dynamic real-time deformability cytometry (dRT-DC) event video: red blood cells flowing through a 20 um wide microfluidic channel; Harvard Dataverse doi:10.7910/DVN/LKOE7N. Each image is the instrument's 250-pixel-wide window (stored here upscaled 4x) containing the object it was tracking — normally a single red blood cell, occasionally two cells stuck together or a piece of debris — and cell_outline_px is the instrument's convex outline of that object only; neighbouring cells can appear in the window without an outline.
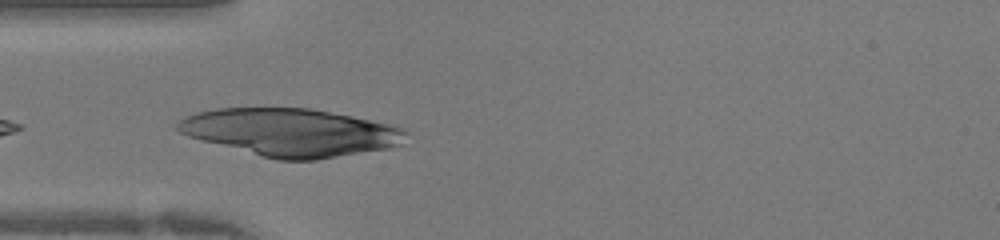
{"species": "human", "species_latin": "Homo sapiens", "temperature_condition": "warm", "stored_images_in_passage": 39, "camera_frame_rate_fps": 3000, "um_per_image_px": 0.085, "donor": {"sex": "female"}, "frame": {"image": 1, "passage_image": 10, "time_ms": 3.0, "image_size_px": [1000, 240], "cell_outline_px": [[408, 132], [404, 144], [388, 148], [316, 160], [276, 160], [188, 136], [180, 132], [176, 128], [176, 124], [184, 116], [196, 112], [216, 108], [308, 108], [396, 124], [404, 128]], "centroid_in_image_um": [24.76, 11.24], "position_along_channel_um": 60.2, "area_um2": 63.52}}
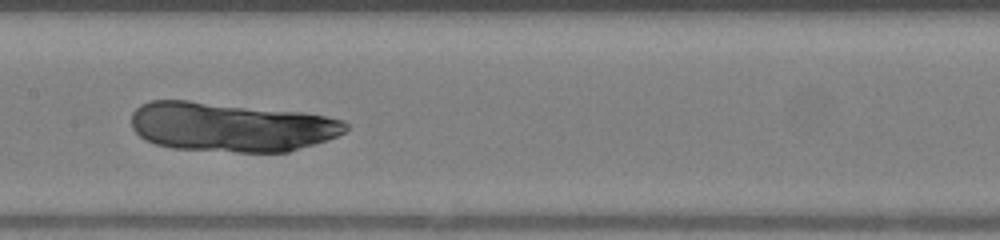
{"frame": {"image": 2, "passage_image": 18, "time_ms": 5.667, "image_size_px": [1000, 240], "cell_outline_px": [[348, 128], [344, 132], [336, 136], [288, 152], [236, 152], [172, 148], [156, 144], [144, 140], [132, 128], [132, 112], [140, 104], [152, 100], [188, 100], [304, 112], [344, 120], [348, 124]], "centroid_in_image_um": [19.6, 10.78], "position_along_channel_um": 187.8, "area_um2": 61.73}}
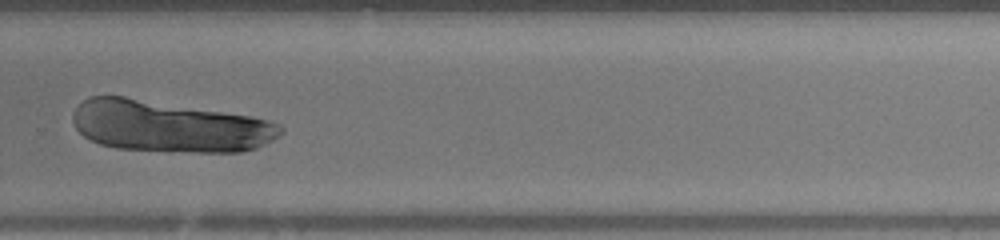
{"frame": {"image": 3, "passage_image": 26, "time_ms": 8.333, "image_size_px": [1000, 240], "cell_outline_px": [[284, 132], [272, 140], [256, 148], [244, 152], [164, 152], [116, 148], [100, 144], [84, 136], [76, 128], [72, 120], [72, 112], [84, 100], [92, 96], [124, 96], [252, 116], [268, 120], [280, 124], [284, 128]], "centroid_in_image_um": [14.4, 10.75], "position_along_channel_um": 315.4, "area_um2": 62.66}}